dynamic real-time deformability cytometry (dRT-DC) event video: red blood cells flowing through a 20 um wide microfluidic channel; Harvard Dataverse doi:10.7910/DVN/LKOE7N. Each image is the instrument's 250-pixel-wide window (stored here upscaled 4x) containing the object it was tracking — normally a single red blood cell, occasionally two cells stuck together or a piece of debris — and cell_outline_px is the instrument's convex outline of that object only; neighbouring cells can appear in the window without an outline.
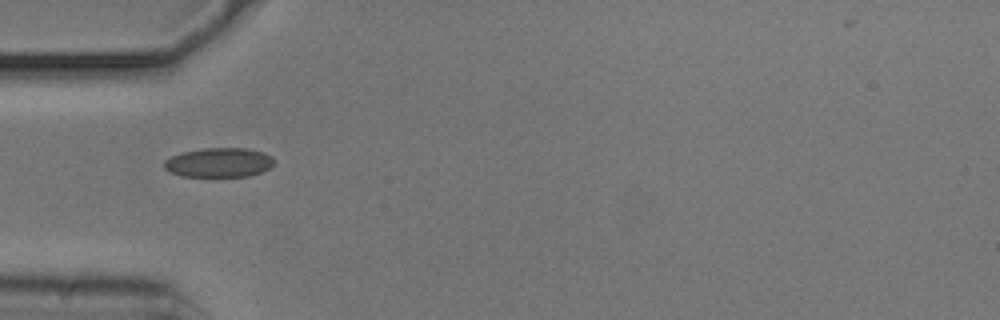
{"species": "common noctule bat (a hibernating species)", "species_latin": "Nyctalus noctula", "temperature_condition": "cold", "stored_images_in_passage": 38, "camera_frame_rate_fps": 3000, "um_per_image_px": 0.085, "animal": {"sex": "male", "body_mass_g": 20.5, "forearm_length_mm": 52.5}, "frame": {"image": 1, "passage_image": 1, "time_ms": 0.0, "image_size_px": [1000, 320], "cell_outline_px": [[272, 164], [268, 168], [260, 172], [248, 176], [180, 176], [168, 172], [164, 168], [164, 160], [180, 152], [204, 148], [248, 148], [264, 152], [272, 156]], "centroid_in_image_um": [18.56, 13.8], "position_along_channel_um": 66.4, "area_um2": 18.84}}
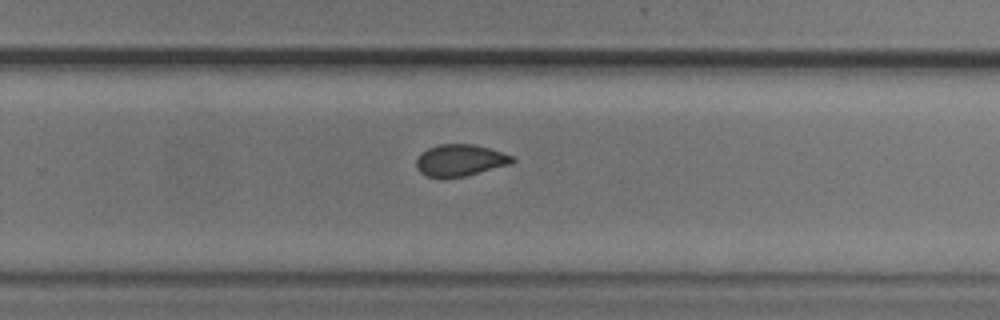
{"frame": {"image": 2, "passage_image": 19, "time_ms": 6.0, "image_size_px": [1000, 320], "cell_outline_px": [[516, 160], [512, 164], [464, 176], [428, 176], [420, 172], [416, 168], [416, 160], [420, 152], [436, 144], [472, 144], [488, 148], [516, 156]], "centroid_in_image_um": [39.13, 13.6], "position_along_channel_um": 290.7, "area_um2": 17.69}}
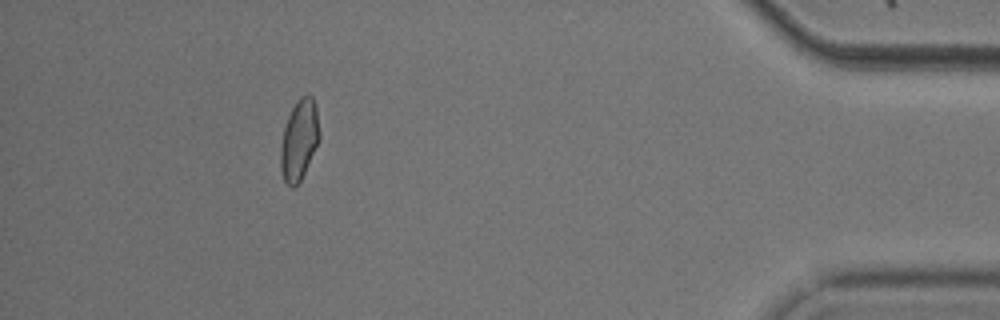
{"frame": {"image": 3, "passage_image": 33, "time_ms": 10.667, "image_size_px": [1000, 320], "cell_outline_px": [[320, 140], [300, 180], [292, 188], [284, 180], [280, 168], [280, 148], [284, 128], [288, 116], [292, 108], [300, 96], [312, 96], [316, 104], [320, 132]], "centroid_in_image_um": [25.44, 11.87], "position_along_channel_um": 409.8, "area_um2": 18.15}, "authors_computed_cell_mechanics": {"area_um2": 18.2648, "velocity_mm_per_s": 3.7375, "shape_relaxation_time_tau1_ms": 2.9987, "shape_relaxation_time_tau2_ms": 1.628, "deformation_change_tau1": 0.0655, "deformation_change_tau2": 0.0567}}